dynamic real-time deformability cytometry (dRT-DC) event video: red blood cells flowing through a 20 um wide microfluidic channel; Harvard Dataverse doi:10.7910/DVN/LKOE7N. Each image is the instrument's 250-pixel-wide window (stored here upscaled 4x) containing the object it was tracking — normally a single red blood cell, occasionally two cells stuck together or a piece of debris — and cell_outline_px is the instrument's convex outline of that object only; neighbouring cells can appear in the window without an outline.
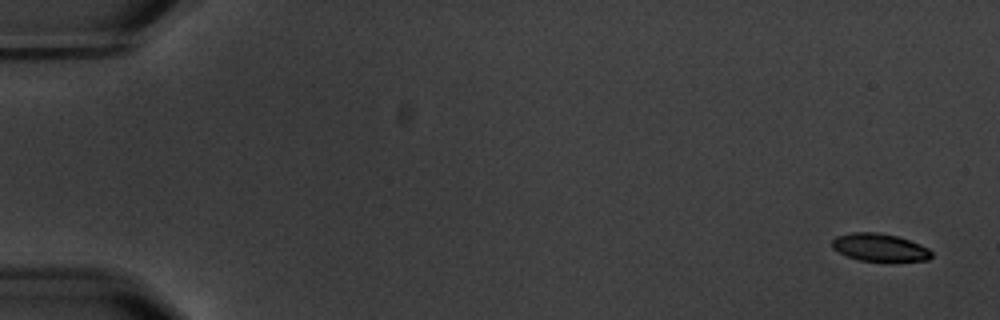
{"species": "common noctule bat (a hibernating species)", "species_latin": "Nyctalus noctula", "temperature_condition": "warm", "stored_images_in_passage": 6, "camera_frame_rate_fps": 3000, "um_per_image_px": 0.085, "animal": {"sex": "male", "body_mass_g": 20.1, "forearm_length_mm": 53.5}, "frame": {"image": 1, "passage_image": 1, "time_ms": 0.0, "image_size_px": [1000, 320], "cell_outline_px": [[932, 256], [928, 260], [860, 260], [848, 256], [832, 248], [832, 240], [836, 236], [852, 232], [880, 232], [896, 236], [920, 244], [928, 248], [932, 252]], "centroid_in_image_um": [74.75, 21.0], "position_along_channel_um": 10.2, "area_um2": 15.72}}
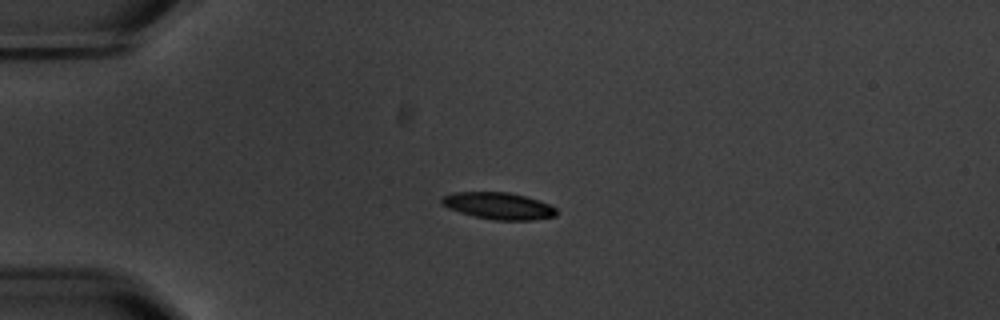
{"frame": {"image": 2, "passage_image": 4, "time_ms": 4.333, "image_size_px": [1000, 320], "cell_outline_px": [[556, 216], [532, 220], [496, 220], [476, 216], [460, 212], [448, 208], [440, 204], [440, 196], [452, 192], [508, 192], [524, 196], [548, 204], [556, 208]], "centroid_in_image_um": [42.31, 17.49], "position_along_channel_um": 42.7, "area_um2": 17.86}}